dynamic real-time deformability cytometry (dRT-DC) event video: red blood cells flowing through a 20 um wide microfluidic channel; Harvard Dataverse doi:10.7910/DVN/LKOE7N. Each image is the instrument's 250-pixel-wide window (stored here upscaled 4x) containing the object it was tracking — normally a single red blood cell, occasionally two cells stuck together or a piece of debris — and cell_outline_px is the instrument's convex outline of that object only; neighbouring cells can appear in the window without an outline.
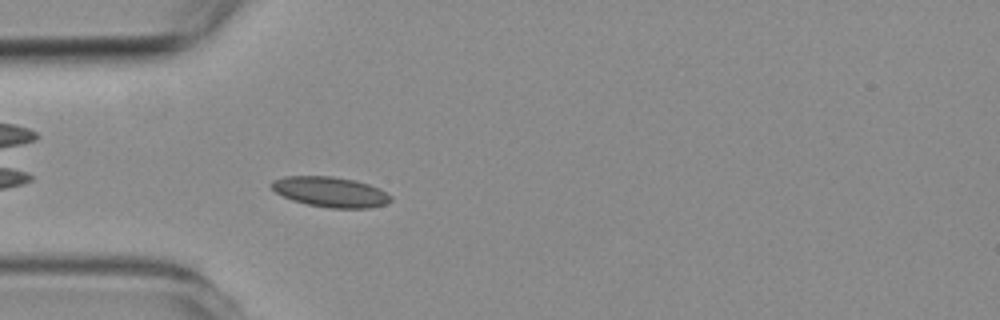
{"species": "common noctule bat (a hibernating species)", "species_latin": "Nyctalus noctula", "temperature_condition": "room temperature", "stored_images_in_passage": 1, "camera_frame_rate_fps": 3000, "um_per_image_px": 0.085, "animal": {"sex": "female", "body_mass_g": 19.3, "forearm_length_mm": 54.1}, "frame": {"image": 1, "passage_image": 1, "time_ms": 0.0, "image_size_px": [1000, 320], "cell_outline_px": [[392, 200], [388, 204], [368, 208], [328, 208], [308, 204], [292, 200], [276, 192], [268, 184], [272, 180], [284, 176], [332, 176], [356, 180], [380, 188], [392, 196]], "centroid_in_image_um": [28.1, 16.31], "position_along_channel_um": 56.9, "area_um2": 21.21}}